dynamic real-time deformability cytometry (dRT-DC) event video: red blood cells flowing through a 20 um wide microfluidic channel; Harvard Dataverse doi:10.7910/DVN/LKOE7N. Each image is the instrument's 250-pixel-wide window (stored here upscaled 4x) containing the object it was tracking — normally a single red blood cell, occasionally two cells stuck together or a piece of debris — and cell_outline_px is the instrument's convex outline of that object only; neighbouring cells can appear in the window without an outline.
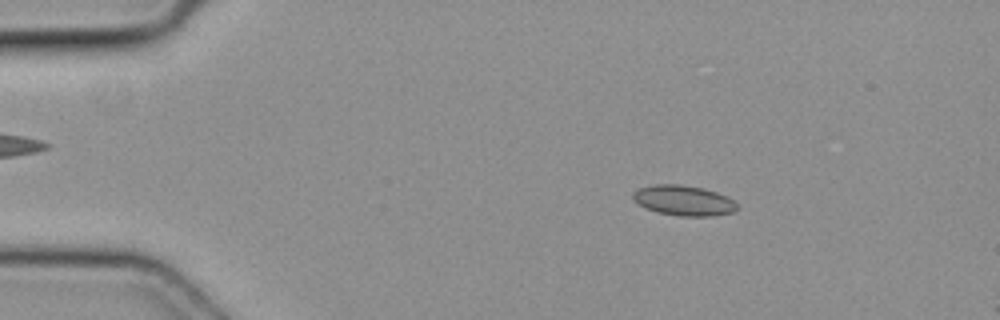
{"species": "common noctule bat (a hibernating species)", "species_latin": "Nyctalus noctula", "temperature_condition": "cold", "stored_images_in_passage": 5, "camera_frame_rate_fps": 3000, "um_per_image_px": 0.085, "animal": {"sex": "female", "body_mass_g": 19.3, "forearm_length_mm": 54.1}, "frame": {"image": 1, "passage_image": 3, "time_ms": 0.667, "image_size_px": [1000, 320], "cell_outline_px": [[736, 208], [732, 212], [712, 216], [680, 216], [656, 212], [644, 208], [632, 200], [632, 192], [636, 188], [656, 184], [680, 184], [704, 188], [716, 192], [732, 200], [736, 204]], "centroid_in_image_um": [58.01, 17.03], "position_along_channel_um": 27.0, "area_um2": 18.44}}